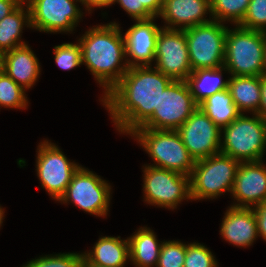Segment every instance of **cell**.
<instances>
[{
	"label": "cell",
	"instance_id": "39",
	"mask_svg": "<svg viewBox=\"0 0 266 267\" xmlns=\"http://www.w3.org/2000/svg\"><path fill=\"white\" fill-rule=\"evenodd\" d=\"M5 217V210H0V227L2 226L3 219Z\"/></svg>",
	"mask_w": 266,
	"mask_h": 267
},
{
	"label": "cell",
	"instance_id": "29",
	"mask_svg": "<svg viewBox=\"0 0 266 267\" xmlns=\"http://www.w3.org/2000/svg\"><path fill=\"white\" fill-rule=\"evenodd\" d=\"M186 243L178 240L163 241L156 267H183Z\"/></svg>",
	"mask_w": 266,
	"mask_h": 267
},
{
	"label": "cell",
	"instance_id": "37",
	"mask_svg": "<svg viewBox=\"0 0 266 267\" xmlns=\"http://www.w3.org/2000/svg\"><path fill=\"white\" fill-rule=\"evenodd\" d=\"M112 2L113 0H80L81 5L86 7L85 11H88V14H91L94 8L112 6Z\"/></svg>",
	"mask_w": 266,
	"mask_h": 267
},
{
	"label": "cell",
	"instance_id": "42",
	"mask_svg": "<svg viewBox=\"0 0 266 267\" xmlns=\"http://www.w3.org/2000/svg\"><path fill=\"white\" fill-rule=\"evenodd\" d=\"M265 74H266V50H265Z\"/></svg>",
	"mask_w": 266,
	"mask_h": 267
},
{
	"label": "cell",
	"instance_id": "36",
	"mask_svg": "<svg viewBox=\"0 0 266 267\" xmlns=\"http://www.w3.org/2000/svg\"><path fill=\"white\" fill-rule=\"evenodd\" d=\"M20 4L19 0H0V21L13 12Z\"/></svg>",
	"mask_w": 266,
	"mask_h": 267
},
{
	"label": "cell",
	"instance_id": "23",
	"mask_svg": "<svg viewBox=\"0 0 266 267\" xmlns=\"http://www.w3.org/2000/svg\"><path fill=\"white\" fill-rule=\"evenodd\" d=\"M223 71L228 70L222 66L219 68L197 69L191 72L186 79L190 92L197 104H200L207 97L228 89V79L224 80Z\"/></svg>",
	"mask_w": 266,
	"mask_h": 267
},
{
	"label": "cell",
	"instance_id": "5",
	"mask_svg": "<svg viewBox=\"0 0 266 267\" xmlns=\"http://www.w3.org/2000/svg\"><path fill=\"white\" fill-rule=\"evenodd\" d=\"M153 160L150 166L190 176L195 165L176 130L138 128L130 134Z\"/></svg>",
	"mask_w": 266,
	"mask_h": 267
},
{
	"label": "cell",
	"instance_id": "16",
	"mask_svg": "<svg viewBox=\"0 0 266 267\" xmlns=\"http://www.w3.org/2000/svg\"><path fill=\"white\" fill-rule=\"evenodd\" d=\"M155 19L157 17L135 20V23L123 33L129 68L152 66V62L155 61L156 42L162 28L157 26Z\"/></svg>",
	"mask_w": 266,
	"mask_h": 267
},
{
	"label": "cell",
	"instance_id": "26",
	"mask_svg": "<svg viewBox=\"0 0 266 267\" xmlns=\"http://www.w3.org/2000/svg\"><path fill=\"white\" fill-rule=\"evenodd\" d=\"M250 0H210L214 21L239 25L248 9Z\"/></svg>",
	"mask_w": 266,
	"mask_h": 267
},
{
	"label": "cell",
	"instance_id": "10",
	"mask_svg": "<svg viewBox=\"0 0 266 267\" xmlns=\"http://www.w3.org/2000/svg\"><path fill=\"white\" fill-rule=\"evenodd\" d=\"M36 152V173L41 187L52 200L58 201L81 165L69 161L58 145L47 139L39 143Z\"/></svg>",
	"mask_w": 266,
	"mask_h": 267
},
{
	"label": "cell",
	"instance_id": "33",
	"mask_svg": "<svg viewBox=\"0 0 266 267\" xmlns=\"http://www.w3.org/2000/svg\"><path fill=\"white\" fill-rule=\"evenodd\" d=\"M119 3L120 7L133 20H146L153 18V16L144 8L142 0H113L112 4Z\"/></svg>",
	"mask_w": 266,
	"mask_h": 267
},
{
	"label": "cell",
	"instance_id": "1",
	"mask_svg": "<svg viewBox=\"0 0 266 267\" xmlns=\"http://www.w3.org/2000/svg\"><path fill=\"white\" fill-rule=\"evenodd\" d=\"M173 80L152 66H134L101 98L120 134L130 135L158 109L161 93Z\"/></svg>",
	"mask_w": 266,
	"mask_h": 267
},
{
	"label": "cell",
	"instance_id": "28",
	"mask_svg": "<svg viewBox=\"0 0 266 267\" xmlns=\"http://www.w3.org/2000/svg\"><path fill=\"white\" fill-rule=\"evenodd\" d=\"M82 263L83 253L68 252L40 256L22 267H81Z\"/></svg>",
	"mask_w": 266,
	"mask_h": 267
},
{
	"label": "cell",
	"instance_id": "41",
	"mask_svg": "<svg viewBox=\"0 0 266 267\" xmlns=\"http://www.w3.org/2000/svg\"><path fill=\"white\" fill-rule=\"evenodd\" d=\"M2 65H3V54L0 52V72L2 71Z\"/></svg>",
	"mask_w": 266,
	"mask_h": 267
},
{
	"label": "cell",
	"instance_id": "8",
	"mask_svg": "<svg viewBox=\"0 0 266 267\" xmlns=\"http://www.w3.org/2000/svg\"><path fill=\"white\" fill-rule=\"evenodd\" d=\"M142 169L143 199L147 204L174 210L183 200H192L190 176L149 164Z\"/></svg>",
	"mask_w": 266,
	"mask_h": 267
},
{
	"label": "cell",
	"instance_id": "11",
	"mask_svg": "<svg viewBox=\"0 0 266 267\" xmlns=\"http://www.w3.org/2000/svg\"><path fill=\"white\" fill-rule=\"evenodd\" d=\"M197 108L187 82L172 81L161 93L158 109L140 128L177 130Z\"/></svg>",
	"mask_w": 266,
	"mask_h": 267
},
{
	"label": "cell",
	"instance_id": "20",
	"mask_svg": "<svg viewBox=\"0 0 266 267\" xmlns=\"http://www.w3.org/2000/svg\"><path fill=\"white\" fill-rule=\"evenodd\" d=\"M92 248L83 252L84 263L100 267H125L130 261L128 238L102 236Z\"/></svg>",
	"mask_w": 266,
	"mask_h": 267
},
{
	"label": "cell",
	"instance_id": "13",
	"mask_svg": "<svg viewBox=\"0 0 266 267\" xmlns=\"http://www.w3.org/2000/svg\"><path fill=\"white\" fill-rule=\"evenodd\" d=\"M155 63V65H154ZM153 66L173 81H186L192 72L184 30L162 27L158 33Z\"/></svg>",
	"mask_w": 266,
	"mask_h": 267
},
{
	"label": "cell",
	"instance_id": "19",
	"mask_svg": "<svg viewBox=\"0 0 266 267\" xmlns=\"http://www.w3.org/2000/svg\"><path fill=\"white\" fill-rule=\"evenodd\" d=\"M28 44L3 53L2 71L26 91L38 81L41 67Z\"/></svg>",
	"mask_w": 266,
	"mask_h": 267
},
{
	"label": "cell",
	"instance_id": "14",
	"mask_svg": "<svg viewBox=\"0 0 266 267\" xmlns=\"http://www.w3.org/2000/svg\"><path fill=\"white\" fill-rule=\"evenodd\" d=\"M176 131L195 161L220 153L221 129L200 108Z\"/></svg>",
	"mask_w": 266,
	"mask_h": 267
},
{
	"label": "cell",
	"instance_id": "7",
	"mask_svg": "<svg viewBox=\"0 0 266 267\" xmlns=\"http://www.w3.org/2000/svg\"><path fill=\"white\" fill-rule=\"evenodd\" d=\"M111 191L108 181L81 165L58 202L72 203L91 215L104 218L110 209Z\"/></svg>",
	"mask_w": 266,
	"mask_h": 267
},
{
	"label": "cell",
	"instance_id": "34",
	"mask_svg": "<svg viewBox=\"0 0 266 267\" xmlns=\"http://www.w3.org/2000/svg\"><path fill=\"white\" fill-rule=\"evenodd\" d=\"M257 219L258 236L266 241V201L252 208Z\"/></svg>",
	"mask_w": 266,
	"mask_h": 267
},
{
	"label": "cell",
	"instance_id": "32",
	"mask_svg": "<svg viewBox=\"0 0 266 267\" xmlns=\"http://www.w3.org/2000/svg\"><path fill=\"white\" fill-rule=\"evenodd\" d=\"M238 26L266 32V0H250L247 12Z\"/></svg>",
	"mask_w": 266,
	"mask_h": 267
},
{
	"label": "cell",
	"instance_id": "27",
	"mask_svg": "<svg viewBox=\"0 0 266 267\" xmlns=\"http://www.w3.org/2000/svg\"><path fill=\"white\" fill-rule=\"evenodd\" d=\"M25 92L6 73L0 72V108L27 109L29 101Z\"/></svg>",
	"mask_w": 266,
	"mask_h": 267
},
{
	"label": "cell",
	"instance_id": "9",
	"mask_svg": "<svg viewBox=\"0 0 266 267\" xmlns=\"http://www.w3.org/2000/svg\"><path fill=\"white\" fill-rule=\"evenodd\" d=\"M227 30L228 26L214 20L184 30L192 71L224 66Z\"/></svg>",
	"mask_w": 266,
	"mask_h": 267
},
{
	"label": "cell",
	"instance_id": "3",
	"mask_svg": "<svg viewBox=\"0 0 266 267\" xmlns=\"http://www.w3.org/2000/svg\"><path fill=\"white\" fill-rule=\"evenodd\" d=\"M266 32L238 25L226 32L224 67L230 76L265 74Z\"/></svg>",
	"mask_w": 266,
	"mask_h": 267
},
{
	"label": "cell",
	"instance_id": "15",
	"mask_svg": "<svg viewBox=\"0 0 266 267\" xmlns=\"http://www.w3.org/2000/svg\"><path fill=\"white\" fill-rule=\"evenodd\" d=\"M233 207L253 208L266 201V164L261 161L241 162L231 194Z\"/></svg>",
	"mask_w": 266,
	"mask_h": 267
},
{
	"label": "cell",
	"instance_id": "40",
	"mask_svg": "<svg viewBox=\"0 0 266 267\" xmlns=\"http://www.w3.org/2000/svg\"><path fill=\"white\" fill-rule=\"evenodd\" d=\"M81 267H100V266H96V265H91L90 263H82Z\"/></svg>",
	"mask_w": 266,
	"mask_h": 267
},
{
	"label": "cell",
	"instance_id": "35",
	"mask_svg": "<svg viewBox=\"0 0 266 267\" xmlns=\"http://www.w3.org/2000/svg\"><path fill=\"white\" fill-rule=\"evenodd\" d=\"M142 4L153 17H159L163 7V0H142Z\"/></svg>",
	"mask_w": 266,
	"mask_h": 267
},
{
	"label": "cell",
	"instance_id": "25",
	"mask_svg": "<svg viewBox=\"0 0 266 267\" xmlns=\"http://www.w3.org/2000/svg\"><path fill=\"white\" fill-rule=\"evenodd\" d=\"M200 108L220 129L228 126L241 112L233 103L229 90H222L207 97L200 104Z\"/></svg>",
	"mask_w": 266,
	"mask_h": 267
},
{
	"label": "cell",
	"instance_id": "4",
	"mask_svg": "<svg viewBox=\"0 0 266 267\" xmlns=\"http://www.w3.org/2000/svg\"><path fill=\"white\" fill-rule=\"evenodd\" d=\"M266 119L241 113L221 129L220 153L240 162L261 161L266 153Z\"/></svg>",
	"mask_w": 266,
	"mask_h": 267
},
{
	"label": "cell",
	"instance_id": "31",
	"mask_svg": "<svg viewBox=\"0 0 266 267\" xmlns=\"http://www.w3.org/2000/svg\"><path fill=\"white\" fill-rule=\"evenodd\" d=\"M218 262L205 245L193 242L186 244V255L183 267H218Z\"/></svg>",
	"mask_w": 266,
	"mask_h": 267
},
{
	"label": "cell",
	"instance_id": "38",
	"mask_svg": "<svg viewBox=\"0 0 266 267\" xmlns=\"http://www.w3.org/2000/svg\"><path fill=\"white\" fill-rule=\"evenodd\" d=\"M258 115L266 119V74L261 76V103L258 109Z\"/></svg>",
	"mask_w": 266,
	"mask_h": 267
},
{
	"label": "cell",
	"instance_id": "2",
	"mask_svg": "<svg viewBox=\"0 0 266 267\" xmlns=\"http://www.w3.org/2000/svg\"><path fill=\"white\" fill-rule=\"evenodd\" d=\"M119 25L114 21L94 25L78 39L82 51V64H85L103 88L102 98L129 69L125 40Z\"/></svg>",
	"mask_w": 266,
	"mask_h": 267
},
{
	"label": "cell",
	"instance_id": "21",
	"mask_svg": "<svg viewBox=\"0 0 266 267\" xmlns=\"http://www.w3.org/2000/svg\"><path fill=\"white\" fill-rule=\"evenodd\" d=\"M130 262L135 267H156L161 252L162 241L158 242L152 229L143 226L137 229L130 237Z\"/></svg>",
	"mask_w": 266,
	"mask_h": 267
},
{
	"label": "cell",
	"instance_id": "24",
	"mask_svg": "<svg viewBox=\"0 0 266 267\" xmlns=\"http://www.w3.org/2000/svg\"><path fill=\"white\" fill-rule=\"evenodd\" d=\"M25 27L31 28V23L28 5L23 2L0 21V52L2 54L27 44L21 39V33Z\"/></svg>",
	"mask_w": 266,
	"mask_h": 267
},
{
	"label": "cell",
	"instance_id": "22",
	"mask_svg": "<svg viewBox=\"0 0 266 267\" xmlns=\"http://www.w3.org/2000/svg\"><path fill=\"white\" fill-rule=\"evenodd\" d=\"M228 90L241 113L258 114L261 103V76H229Z\"/></svg>",
	"mask_w": 266,
	"mask_h": 267
},
{
	"label": "cell",
	"instance_id": "18",
	"mask_svg": "<svg viewBox=\"0 0 266 267\" xmlns=\"http://www.w3.org/2000/svg\"><path fill=\"white\" fill-rule=\"evenodd\" d=\"M222 219L220 235L240 248L253 245L258 238L257 219L252 208L229 206Z\"/></svg>",
	"mask_w": 266,
	"mask_h": 267
},
{
	"label": "cell",
	"instance_id": "30",
	"mask_svg": "<svg viewBox=\"0 0 266 267\" xmlns=\"http://www.w3.org/2000/svg\"><path fill=\"white\" fill-rule=\"evenodd\" d=\"M53 52L55 63L63 70L68 71L82 65V51L78 42L54 46Z\"/></svg>",
	"mask_w": 266,
	"mask_h": 267
},
{
	"label": "cell",
	"instance_id": "17",
	"mask_svg": "<svg viewBox=\"0 0 266 267\" xmlns=\"http://www.w3.org/2000/svg\"><path fill=\"white\" fill-rule=\"evenodd\" d=\"M210 15L209 19L205 16ZM158 18L164 20V28L185 30L213 20L210 0H163Z\"/></svg>",
	"mask_w": 266,
	"mask_h": 267
},
{
	"label": "cell",
	"instance_id": "12",
	"mask_svg": "<svg viewBox=\"0 0 266 267\" xmlns=\"http://www.w3.org/2000/svg\"><path fill=\"white\" fill-rule=\"evenodd\" d=\"M31 28L45 33H72L84 16L80 0H26Z\"/></svg>",
	"mask_w": 266,
	"mask_h": 267
},
{
	"label": "cell",
	"instance_id": "6",
	"mask_svg": "<svg viewBox=\"0 0 266 267\" xmlns=\"http://www.w3.org/2000/svg\"><path fill=\"white\" fill-rule=\"evenodd\" d=\"M240 163L222 153L196 160L190 175L192 200L216 199L225 192L231 194Z\"/></svg>",
	"mask_w": 266,
	"mask_h": 267
}]
</instances>
